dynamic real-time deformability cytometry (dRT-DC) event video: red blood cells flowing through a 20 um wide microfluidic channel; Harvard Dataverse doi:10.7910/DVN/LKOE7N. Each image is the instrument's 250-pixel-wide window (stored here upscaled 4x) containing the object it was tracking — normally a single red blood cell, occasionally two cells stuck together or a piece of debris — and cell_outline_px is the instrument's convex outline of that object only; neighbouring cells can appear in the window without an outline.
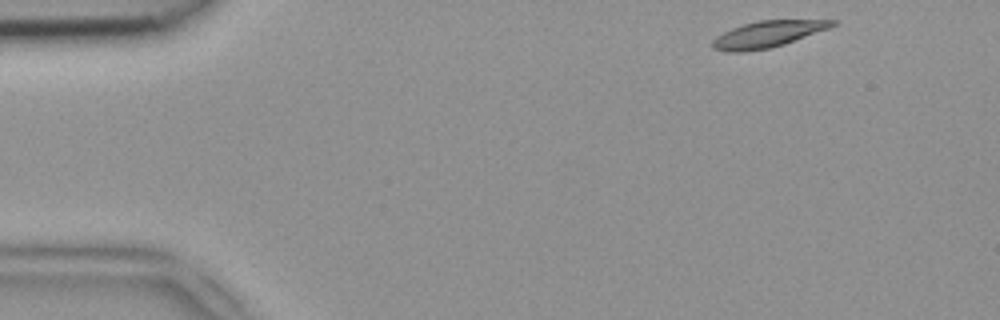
{"species": "common noctule bat (a hibernating species)", "species_latin": "Nyctalus noctula", "temperature_condition": "room temperature", "stored_images_in_passage": 45, "camera_frame_rate_fps": 3000, "um_per_image_px": 0.085, "animal": {"sex": "female", "body_mass_g": 18.4}, "frame": {"image": 1, "passage_image": 1, "time_ms": 0.0, "image_size_px": [1000, 320], "cell_outline_px": [[836, 24], [828, 28], [784, 44], [768, 48], [744, 52], [724, 52], [712, 48], [712, 40], [716, 36], [732, 28], [744, 24], [760, 20], [836, 20]], "centroid_in_image_um": [65.19, 2.92], "position_along_channel_um": 19.8, "area_um2": 18.21}}
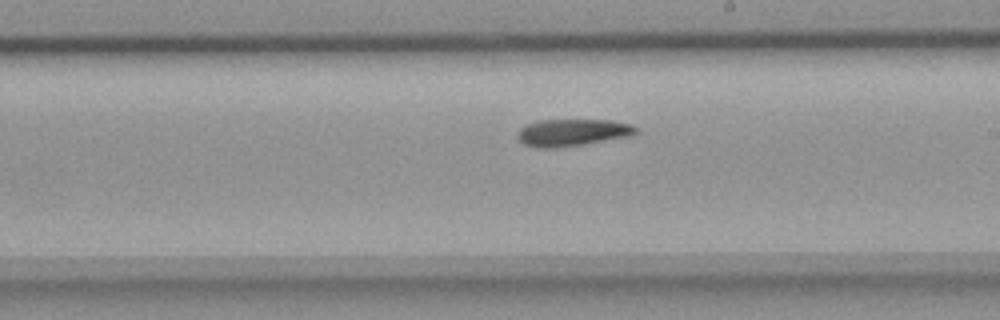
{"frame": {"image": 2, "passage_image": 24, "time_ms": 7.667, "image_size_px": [1000, 320], "cell_outline_px": [[636, 132], [628, 136], [584, 144], [556, 148], [540, 148], [524, 144], [516, 136], [516, 132], [520, 128], [528, 124], [540, 120], [612, 120], [632, 124], [636, 128]], "centroid_in_image_um": [48.62, 11.26], "position_along_channel_um": 240.4, "area_um2": 18.55}}
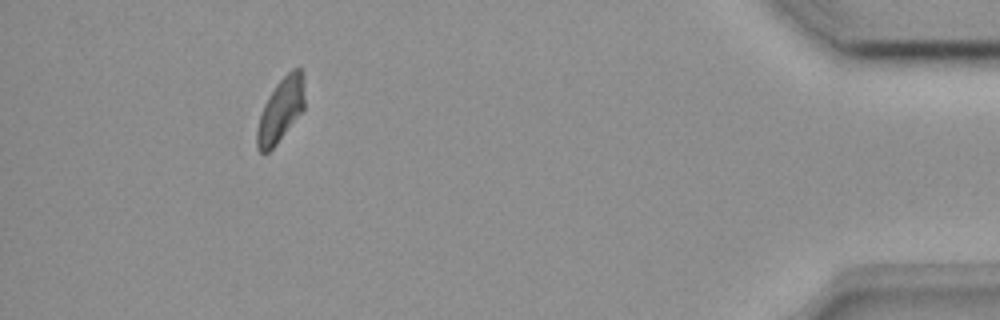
{"frame": {"image": 3, "passage_image": 41, "time_ms": 13.333, "image_size_px": [1000, 320], "cell_outline_px": [[304, 108], [276, 144], [268, 152], [260, 152], [256, 148], [256, 128], [264, 104], [268, 96], [276, 84], [292, 68], [300, 68], [304, 72]], "centroid_in_image_um": [23.85, 9.32], "position_along_channel_um": 411.3, "area_um2": 17.63}}